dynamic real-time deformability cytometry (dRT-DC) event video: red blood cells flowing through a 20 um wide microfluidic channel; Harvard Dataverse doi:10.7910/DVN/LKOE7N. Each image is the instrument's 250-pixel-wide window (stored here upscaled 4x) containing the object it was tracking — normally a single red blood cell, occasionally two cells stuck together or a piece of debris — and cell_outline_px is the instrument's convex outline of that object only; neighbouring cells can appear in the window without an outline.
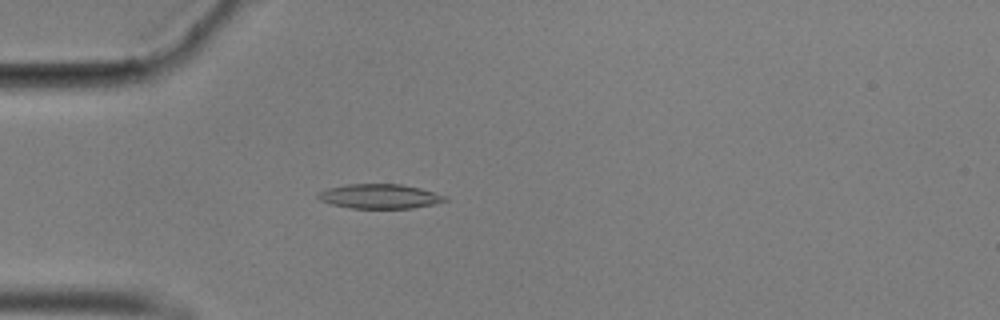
{"species": "common noctule bat (a hibernating species)", "species_latin": "Nyctalus noctula", "temperature_condition": "cold", "stored_images_in_passage": 49, "camera_frame_rate_fps": 3000, "um_per_image_px": 0.085, "animal": {"sex": "male", "body_mass_g": 17.9}, "frame": {"image": 1, "passage_image": 8, "time_ms": 2.333, "image_size_px": [1000, 320], "cell_outline_px": [[448, 200], [432, 204], [412, 208], [352, 208], [332, 204], [320, 200], [316, 196], [316, 192], [328, 188], [348, 184], [400, 184], [420, 188], [448, 196]], "centroid_in_image_um": [32.26, 16.68], "position_along_channel_um": 52.7, "area_um2": 18.09}}
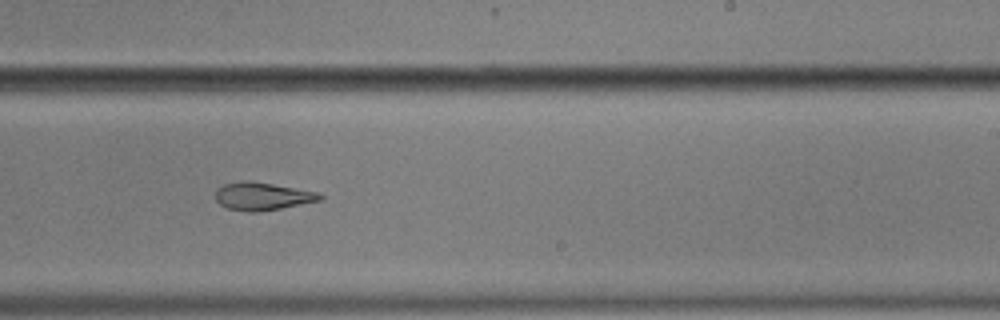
{"frame": {"image": 2, "passage_image": 27, "time_ms": 8.667, "image_size_px": [1000, 320], "cell_outline_px": [[324, 200], [260, 212], [248, 212], [228, 208], [220, 204], [216, 200], [216, 188], [224, 184], [240, 180], [248, 180], [272, 184], [316, 192], [324, 196]], "centroid_in_image_um": [22.29, 16.68], "position_along_channel_um": 266.7, "area_um2": 16.99}}
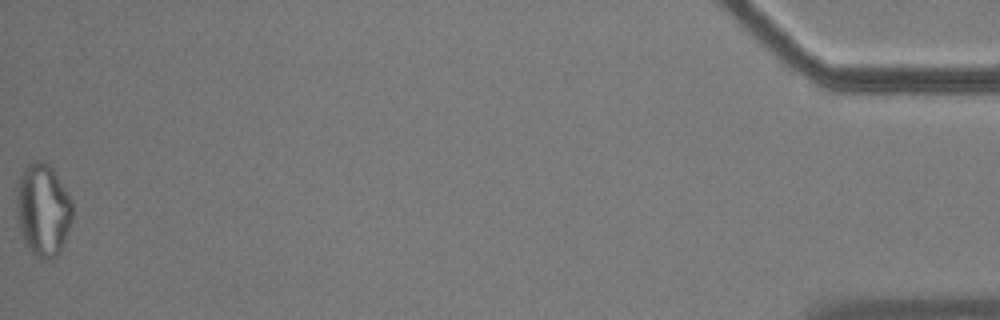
{"frame": {"image": 3, "passage_image": 49, "time_ms": 16.0, "image_size_px": [1000, 320], "cell_outline_px": [[72, 220], [60, 252], [52, 260], [40, 260], [28, 248], [20, 232], [16, 212], [16, 200], [20, 176], [24, 168], [28, 164], [36, 160], [44, 160], [52, 168], [72, 200]], "centroid_in_image_um": [3.65, 17.86], "position_along_channel_um": 431.5, "area_um2": 30.23}, "authors_computed_cell_mechanics": {"area_um2": 18.4382, "velocity_mm_per_s": 3.5261, "shape_relaxation_time_tau1_ms": null, "shape_relaxation_time_tau2_ms": 6.0366, "deformation_change_tau1": null, "deformation_change_tau2": 0.1541}}